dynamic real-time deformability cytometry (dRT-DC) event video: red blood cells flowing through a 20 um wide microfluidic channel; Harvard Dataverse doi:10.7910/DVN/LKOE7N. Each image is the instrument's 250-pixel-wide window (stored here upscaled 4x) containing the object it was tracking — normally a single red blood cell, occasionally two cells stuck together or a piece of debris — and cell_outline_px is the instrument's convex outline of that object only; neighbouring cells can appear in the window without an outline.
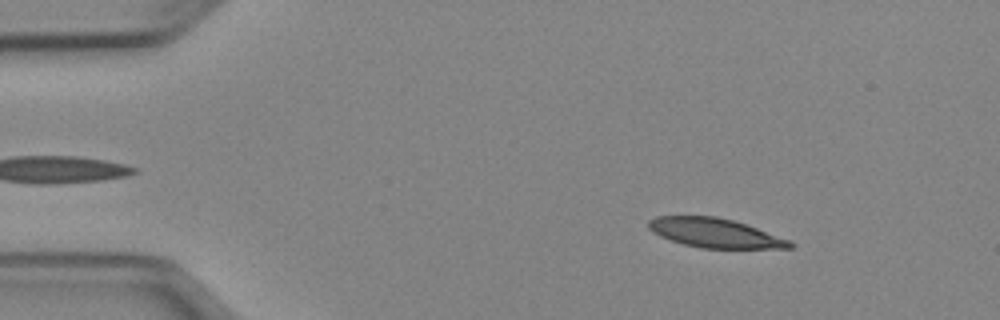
{"species": "Egyptian fruit bat (a non-hibernating species)", "species_latin": "Rousettus aegyptiacus", "temperature_condition": "cold", "stored_images_in_passage": 50, "camera_frame_rate_fps": 3000, "um_per_image_px": 0.085, "animal": {"sex": "female"}, "frame": {"image": 1, "passage_image": 6, "time_ms": 1.667, "image_size_px": [1000, 320], "cell_outline_px": [[796, 244], [792, 248], [700, 248], [684, 244], [660, 236], [652, 232], [648, 228], [648, 220], [656, 216], [716, 216], [732, 220], [792, 240]], "centroid_in_image_um": [60.78, 19.8], "position_along_channel_um": 24.2, "area_um2": 24.04}}
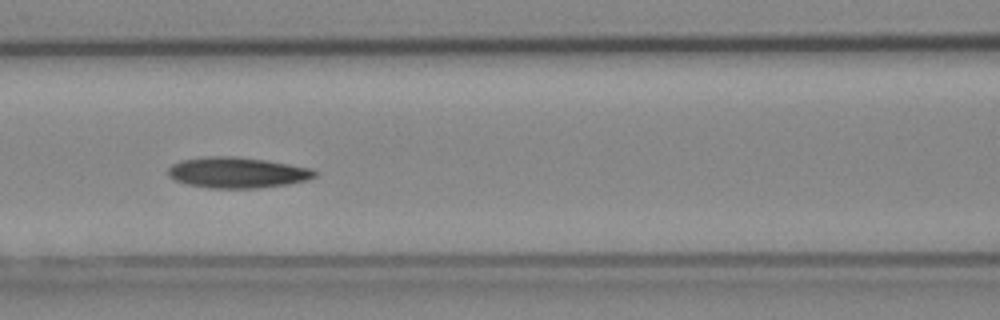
{"frame": {"image": 2, "passage_image": 21, "time_ms": 6.667, "image_size_px": [1000, 320], "cell_outline_px": [[316, 176], [308, 180], [288, 184], [256, 188], [212, 188], [188, 184], [176, 180], [168, 176], [168, 168], [172, 164], [180, 160], [204, 156], [236, 156], [264, 160], [312, 168], [316, 172]], "centroid_in_image_um": [20.15, 14.66], "position_along_channel_um": 146.4, "area_um2": 26.3}}
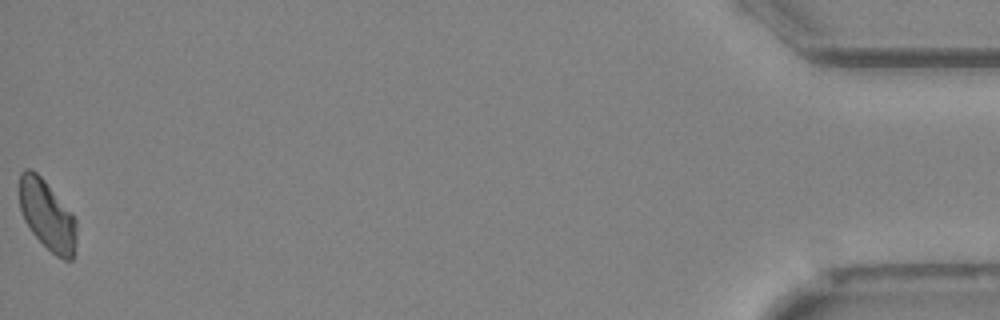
{"frame": {"image": 3, "passage_image": 50, "time_ms": 16.333, "image_size_px": [1000, 320], "cell_outline_px": [[76, 240], [72, 260], [64, 260], [56, 256], [32, 232], [24, 220], [20, 208], [20, 172], [24, 168], [32, 168], [44, 180], [76, 220]], "centroid_in_image_um": [3.99, 18.29], "position_along_channel_um": 431.2, "area_um2": 22.77}, "authors_computed_cell_mechanics": {"area_um2": 25.2297, "velocity_mm_per_s": 3.9464, "shape_relaxation_time_tau1_ms": 11.3481, "shape_relaxation_time_tau2_ms": null, "deformation_change_tau1": 0.1964, "deformation_change_tau2": null}}